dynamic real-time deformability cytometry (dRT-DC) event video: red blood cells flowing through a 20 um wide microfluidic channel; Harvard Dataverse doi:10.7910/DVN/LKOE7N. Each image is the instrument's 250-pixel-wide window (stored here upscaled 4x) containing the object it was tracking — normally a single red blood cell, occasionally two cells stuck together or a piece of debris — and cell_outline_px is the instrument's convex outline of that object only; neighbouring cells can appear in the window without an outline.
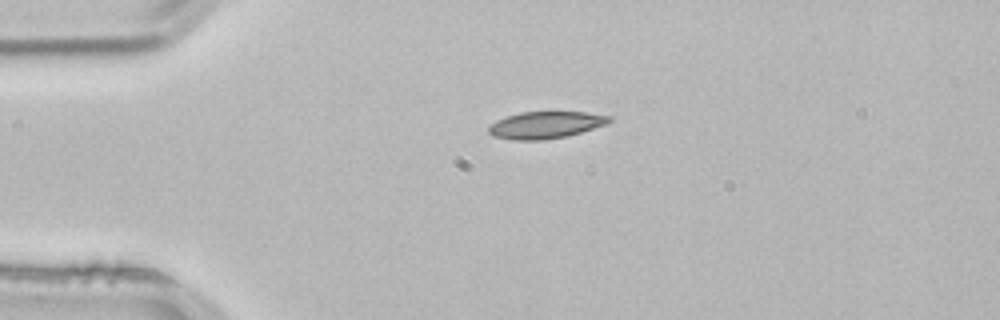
{"species": "common noctule bat (a hibernating species)", "species_latin": "Nyctalus noctula", "temperature_condition": "room temperature", "stored_images_in_passage": 42, "camera_frame_rate_fps": 3000, "um_per_image_px": 0.085, "animal": {"sex": "male", "body_mass_g": 21.5, "forearm_length_mm": 52.0}, "frame": {"image": 1, "passage_image": 1, "time_ms": 0.0, "image_size_px": [1000, 320], "cell_outline_px": [[612, 120], [608, 124], [568, 136], [544, 140], [512, 140], [492, 136], [488, 132], [488, 124], [496, 120], [520, 112], [584, 112], [612, 116]], "centroid_in_image_um": [46.37, 10.63], "position_along_channel_um": 38.6, "area_um2": 19.19}}
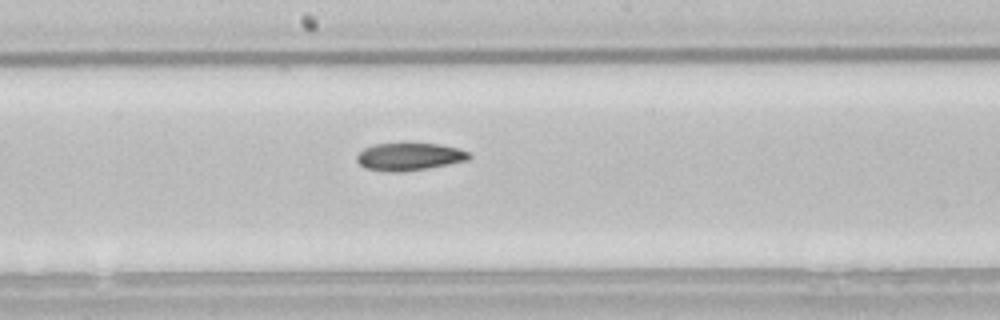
{"frame": {"image": 2, "passage_image": 17, "time_ms": 5.333, "image_size_px": [1000, 320], "cell_outline_px": [[472, 156], [468, 160], [428, 168], [404, 172], [388, 172], [364, 168], [356, 160], [356, 156], [364, 148], [372, 144], [404, 140], [440, 144], [460, 148], [468, 152]], "centroid_in_image_um": [34.77, 13.26], "position_along_channel_um": 213.4, "area_um2": 19.07}}
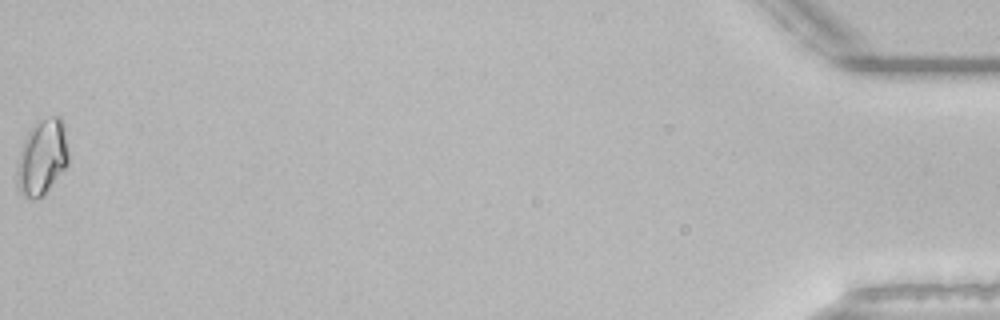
{"frame": {"image": 3, "passage_image": 42, "time_ms": 13.667, "image_size_px": [1000, 320], "cell_outline_px": [[68, 164], [44, 196], [24, 196], [20, 192], [16, 184], [16, 168], [20, 148], [32, 124], [36, 120], [52, 116], [60, 116], [64, 124], [68, 152]], "centroid_in_image_um": [3.57, 13.33], "position_along_channel_um": 431.6, "area_um2": 22.89}, "authors_computed_cell_mechanics": {"area_um2": 18.5827, "velocity_mm_per_s": 3.8566, "shape_relaxation_time_tau1_ms": 5.0238, "shape_relaxation_time_tau2_ms": null, "deformation_change_tau1": 0.126, "deformation_change_tau2": null}}